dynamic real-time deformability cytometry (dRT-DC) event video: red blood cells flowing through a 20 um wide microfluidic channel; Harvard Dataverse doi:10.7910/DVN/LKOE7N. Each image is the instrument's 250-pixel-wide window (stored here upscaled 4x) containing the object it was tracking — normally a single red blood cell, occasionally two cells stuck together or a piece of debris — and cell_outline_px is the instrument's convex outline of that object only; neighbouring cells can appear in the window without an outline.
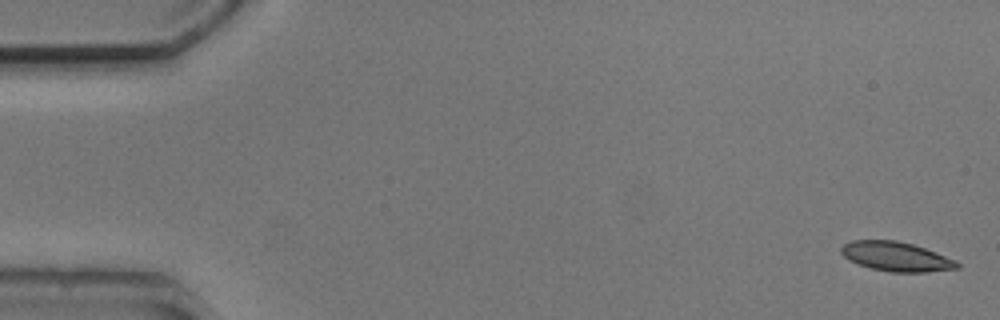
{"species": "common noctule bat (a hibernating species)", "species_latin": "Nyctalus noctula", "temperature_condition": "cold", "stored_images_in_passage": 4, "camera_frame_rate_fps": 3000, "um_per_image_px": 0.085, "animal": {"sex": "male", "body_mass_g": 20.5, "forearm_length_mm": 52.5}, "frame": {"image": 1, "passage_image": 1, "time_ms": 0.0, "image_size_px": [1000, 320], "cell_outline_px": [[960, 268], [928, 272], [888, 272], [868, 268], [848, 260], [840, 252], [840, 248], [844, 244], [852, 240], [896, 240], [912, 244], [936, 252], [956, 260], [960, 264]], "centroid_in_image_um": [76.16, 21.82], "position_along_channel_um": 8.8, "area_um2": 20.06}}
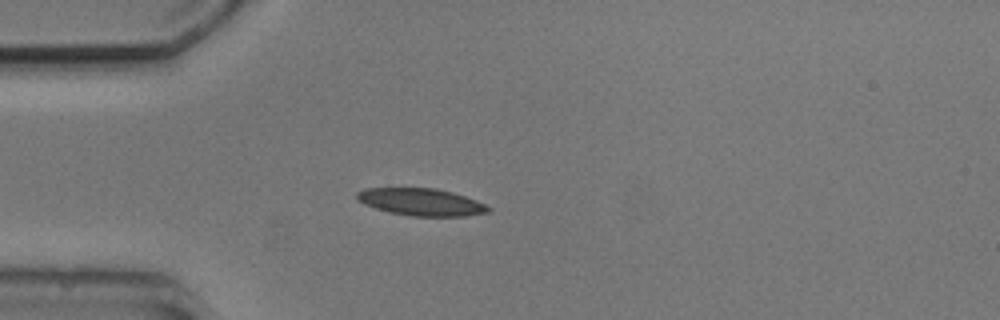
{"frame": {"image": 2, "passage_image": 4, "time_ms": 4.333, "image_size_px": [1000, 320], "cell_outline_px": [[492, 208], [488, 212], [464, 216], [412, 216], [388, 212], [364, 204], [356, 200], [356, 192], [364, 188], [436, 188], [452, 192], [476, 200]], "centroid_in_image_um": [35.76, 17.17], "position_along_channel_um": 49.2, "area_um2": 20.87}}